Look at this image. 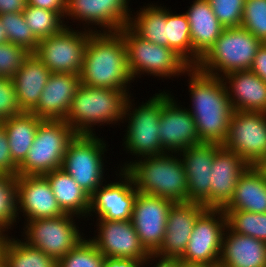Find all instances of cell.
<instances>
[{
	"label": "cell",
	"instance_id": "33",
	"mask_svg": "<svg viewBox=\"0 0 266 267\" xmlns=\"http://www.w3.org/2000/svg\"><path fill=\"white\" fill-rule=\"evenodd\" d=\"M167 47L173 49L192 67L190 25L185 13L174 14L166 8Z\"/></svg>",
	"mask_w": 266,
	"mask_h": 267
},
{
	"label": "cell",
	"instance_id": "37",
	"mask_svg": "<svg viewBox=\"0 0 266 267\" xmlns=\"http://www.w3.org/2000/svg\"><path fill=\"white\" fill-rule=\"evenodd\" d=\"M0 21L6 30L7 40L34 53L39 40L27 25L23 12L0 14Z\"/></svg>",
	"mask_w": 266,
	"mask_h": 267
},
{
	"label": "cell",
	"instance_id": "5",
	"mask_svg": "<svg viewBox=\"0 0 266 267\" xmlns=\"http://www.w3.org/2000/svg\"><path fill=\"white\" fill-rule=\"evenodd\" d=\"M262 43L244 27L225 28L195 67L207 75L216 77L235 71L250 70Z\"/></svg>",
	"mask_w": 266,
	"mask_h": 267
},
{
	"label": "cell",
	"instance_id": "1",
	"mask_svg": "<svg viewBox=\"0 0 266 267\" xmlns=\"http://www.w3.org/2000/svg\"><path fill=\"white\" fill-rule=\"evenodd\" d=\"M197 135L202 143L223 145L226 141L233 108L221 77L207 75L196 67L187 71Z\"/></svg>",
	"mask_w": 266,
	"mask_h": 267
},
{
	"label": "cell",
	"instance_id": "8",
	"mask_svg": "<svg viewBox=\"0 0 266 267\" xmlns=\"http://www.w3.org/2000/svg\"><path fill=\"white\" fill-rule=\"evenodd\" d=\"M152 98L139 107L133 108L131 96L127 99L124 119L128 121L124 147L127 152L140 157H150L166 153L162 149L158 134L160 114L163 108V92L154 94ZM131 100V101H130ZM133 108V109H132ZM132 110V111H130Z\"/></svg>",
	"mask_w": 266,
	"mask_h": 267
},
{
	"label": "cell",
	"instance_id": "48",
	"mask_svg": "<svg viewBox=\"0 0 266 267\" xmlns=\"http://www.w3.org/2000/svg\"><path fill=\"white\" fill-rule=\"evenodd\" d=\"M155 258L159 261H156V264H154L153 267H179V259L164 258L158 255H155Z\"/></svg>",
	"mask_w": 266,
	"mask_h": 267
},
{
	"label": "cell",
	"instance_id": "40",
	"mask_svg": "<svg viewBox=\"0 0 266 267\" xmlns=\"http://www.w3.org/2000/svg\"><path fill=\"white\" fill-rule=\"evenodd\" d=\"M211 8L225 28L240 27L245 0H208Z\"/></svg>",
	"mask_w": 266,
	"mask_h": 267
},
{
	"label": "cell",
	"instance_id": "38",
	"mask_svg": "<svg viewBox=\"0 0 266 267\" xmlns=\"http://www.w3.org/2000/svg\"><path fill=\"white\" fill-rule=\"evenodd\" d=\"M87 238L58 261V267H102L104 255Z\"/></svg>",
	"mask_w": 266,
	"mask_h": 267
},
{
	"label": "cell",
	"instance_id": "43",
	"mask_svg": "<svg viewBox=\"0 0 266 267\" xmlns=\"http://www.w3.org/2000/svg\"><path fill=\"white\" fill-rule=\"evenodd\" d=\"M18 166L12 161L7 133L0 123V174L17 175Z\"/></svg>",
	"mask_w": 266,
	"mask_h": 267
},
{
	"label": "cell",
	"instance_id": "41",
	"mask_svg": "<svg viewBox=\"0 0 266 267\" xmlns=\"http://www.w3.org/2000/svg\"><path fill=\"white\" fill-rule=\"evenodd\" d=\"M30 54L25 48L13 43L0 44V77L12 78Z\"/></svg>",
	"mask_w": 266,
	"mask_h": 267
},
{
	"label": "cell",
	"instance_id": "42",
	"mask_svg": "<svg viewBox=\"0 0 266 267\" xmlns=\"http://www.w3.org/2000/svg\"><path fill=\"white\" fill-rule=\"evenodd\" d=\"M20 113L12 79L0 77V122Z\"/></svg>",
	"mask_w": 266,
	"mask_h": 267
},
{
	"label": "cell",
	"instance_id": "29",
	"mask_svg": "<svg viewBox=\"0 0 266 267\" xmlns=\"http://www.w3.org/2000/svg\"><path fill=\"white\" fill-rule=\"evenodd\" d=\"M65 214L84 219L90 210V195L62 168L44 174ZM86 216V217H85Z\"/></svg>",
	"mask_w": 266,
	"mask_h": 267
},
{
	"label": "cell",
	"instance_id": "20",
	"mask_svg": "<svg viewBox=\"0 0 266 267\" xmlns=\"http://www.w3.org/2000/svg\"><path fill=\"white\" fill-rule=\"evenodd\" d=\"M17 200L18 217L23 213L25 221L65 214L44 175L17 176Z\"/></svg>",
	"mask_w": 266,
	"mask_h": 267
},
{
	"label": "cell",
	"instance_id": "3",
	"mask_svg": "<svg viewBox=\"0 0 266 267\" xmlns=\"http://www.w3.org/2000/svg\"><path fill=\"white\" fill-rule=\"evenodd\" d=\"M179 157L173 153L143 157V160L125 162L120 170L132 177L138 192L184 203L188 202V181Z\"/></svg>",
	"mask_w": 266,
	"mask_h": 267
},
{
	"label": "cell",
	"instance_id": "32",
	"mask_svg": "<svg viewBox=\"0 0 266 267\" xmlns=\"http://www.w3.org/2000/svg\"><path fill=\"white\" fill-rule=\"evenodd\" d=\"M0 249L5 253L8 267H58L55 258L7 234Z\"/></svg>",
	"mask_w": 266,
	"mask_h": 267
},
{
	"label": "cell",
	"instance_id": "50",
	"mask_svg": "<svg viewBox=\"0 0 266 267\" xmlns=\"http://www.w3.org/2000/svg\"><path fill=\"white\" fill-rule=\"evenodd\" d=\"M0 267H8L5 253L0 249Z\"/></svg>",
	"mask_w": 266,
	"mask_h": 267
},
{
	"label": "cell",
	"instance_id": "44",
	"mask_svg": "<svg viewBox=\"0 0 266 267\" xmlns=\"http://www.w3.org/2000/svg\"><path fill=\"white\" fill-rule=\"evenodd\" d=\"M155 260V254H149L145 261L136 259H124V258H105L102 267H146L151 264L150 261Z\"/></svg>",
	"mask_w": 266,
	"mask_h": 267
},
{
	"label": "cell",
	"instance_id": "36",
	"mask_svg": "<svg viewBox=\"0 0 266 267\" xmlns=\"http://www.w3.org/2000/svg\"><path fill=\"white\" fill-rule=\"evenodd\" d=\"M17 201V175L0 174V231L5 235L18 218Z\"/></svg>",
	"mask_w": 266,
	"mask_h": 267
},
{
	"label": "cell",
	"instance_id": "53",
	"mask_svg": "<svg viewBox=\"0 0 266 267\" xmlns=\"http://www.w3.org/2000/svg\"><path fill=\"white\" fill-rule=\"evenodd\" d=\"M4 236H5V234L0 231V247H1V243L3 241Z\"/></svg>",
	"mask_w": 266,
	"mask_h": 267
},
{
	"label": "cell",
	"instance_id": "46",
	"mask_svg": "<svg viewBox=\"0 0 266 267\" xmlns=\"http://www.w3.org/2000/svg\"><path fill=\"white\" fill-rule=\"evenodd\" d=\"M28 5L57 12L64 20L66 0H28Z\"/></svg>",
	"mask_w": 266,
	"mask_h": 267
},
{
	"label": "cell",
	"instance_id": "6",
	"mask_svg": "<svg viewBox=\"0 0 266 267\" xmlns=\"http://www.w3.org/2000/svg\"><path fill=\"white\" fill-rule=\"evenodd\" d=\"M76 135L65 120H42L17 176L44 175L62 168L65 152Z\"/></svg>",
	"mask_w": 266,
	"mask_h": 267
},
{
	"label": "cell",
	"instance_id": "16",
	"mask_svg": "<svg viewBox=\"0 0 266 267\" xmlns=\"http://www.w3.org/2000/svg\"><path fill=\"white\" fill-rule=\"evenodd\" d=\"M173 99L174 96L163 91V108L158 134L162 149L166 153L177 154L202 142L197 135L195 121L189 110L179 106Z\"/></svg>",
	"mask_w": 266,
	"mask_h": 267
},
{
	"label": "cell",
	"instance_id": "49",
	"mask_svg": "<svg viewBox=\"0 0 266 267\" xmlns=\"http://www.w3.org/2000/svg\"><path fill=\"white\" fill-rule=\"evenodd\" d=\"M8 42L6 30L0 21V44Z\"/></svg>",
	"mask_w": 266,
	"mask_h": 267
},
{
	"label": "cell",
	"instance_id": "7",
	"mask_svg": "<svg viewBox=\"0 0 266 267\" xmlns=\"http://www.w3.org/2000/svg\"><path fill=\"white\" fill-rule=\"evenodd\" d=\"M126 50L131 78L148 73L155 77L171 78L185 75L191 66L173 49L151 43L136 35L128 26L119 30Z\"/></svg>",
	"mask_w": 266,
	"mask_h": 267
},
{
	"label": "cell",
	"instance_id": "11",
	"mask_svg": "<svg viewBox=\"0 0 266 267\" xmlns=\"http://www.w3.org/2000/svg\"><path fill=\"white\" fill-rule=\"evenodd\" d=\"M73 216L63 214L60 217L26 221L23 228L26 236L22 241L59 261L84 239Z\"/></svg>",
	"mask_w": 266,
	"mask_h": 267
},
{
	"label": "cell",
	"instance_id": "26",
	"mask_svg": "<svg viewBox=\"0 0 266 267\" xmlns=\"http://www.w3.org/2000/svg\"><path fill=\"white\" fill-rule=\"evenodd\" d=\"M218 267H266V242L226 227Z\"/></svg>",
	"mask_w": 266,
	"mask_h": 267
},
{
	"label": "cell",
	"instance_id": "23",
	"mask_svg": "<svg viewBox=\"0 0 266 267\" xmlns=\"http://www.w3.org/2000/svg\"><path fill=\"white\" fill-rule=\"evenodd\" d=\"M79 84L78 74L52 73L31 113L43 120H65Z\"/></svg>",
	"mask_w": 266,
	"mask_h": 267
},
{
	"label": "cell",
	"instance_id": "35",
	"mask_svg": "<svg viewBox=\"0 0 266 267\" xmlns=\"http://www.w3.org/2000/svg\"><path fill=\"white\" fill-rule=\"evenodd\" d=\"M23 16L38 40L57 34L66 26L57 12L40 7L28 5L23 11Z\"/></svg>",
	"mask_w": 266,
	"mask_h": 267
},
{
	"label": "cell",
	"instance_id": "30",
	"mask_svg": "<svg viewBox=\"0 0 266 267\" xmlns=\"http://www.w3.org/2000/svg\"><path fill=\"white\" fill-rule=\"evenodd\" d=\"M42 120L31 112H22L0 122L7 133L12 161L17 166L25 160Z\"/></svg>",
	"mask_w": 266,
	"mask_h": 267
},
{
	"label": "cell",
	"instance_id": "31",
	"mask_svg": "<svg viewBox=\"0 0 266 267\" xmlns=\"http://www.w3.org/2000/svg\"><path fill=\"white\" fill-rule=\"evenodd\" d=\"M130 17L128 27L142 39L167 47L166 7L151 3Z\"/></svg>",
	"mask_w": 266,
	"mask_h": 267
},
{
	"label": "cell",
	"instance_id": "34",
	"mask_svg": "<svg viewBox=\"0 0 266 267\" xmlns=\"http://www.w3.org/2000/svg\"><path fill=\"white\" fill-rule=\"evenodd\" d=\"M227 227L240 235H248L266 242V213H253L243 210H223Z\"/></svg>",
	"mask_w": 266,
	"mask_h": 267
},
{
	"label": "cell",
	"instance_id": "21",
	"mask_svg": "<svg viewBox=\"0 0 266 267\" xmlns=\"http://www.w3.org/2000/svg\"><path fill=\"white\" fill-rule=\"evenodd\" d=\"M206 209L198 202L174 203L168 212L163 242L154 254L180 259L185 253L196 219Z\"/></svg>",
	"mask_w": 266,
	"mask_h": 267
},
{
	"label": "cell",
	"instance_id": "15",
	"mask_svg": "<svg viewBox=\"0 0 266 267\" xmlns=\"http://www.w3.org/2000/svg\"><path fill=\"white\" fill-rule=\"evenodd\" d=\"M129 0H66L64 18L81 20L88 26V30L96 32L101 27V32H118L128 26L132 11ZM90 24L92 27H89ZM90 28V29H89ZM92 28V29H91ZM104 29V30H103Z\"/></svg>",
	"mask_w": 266,
	"mask_h": 267
},
{
	"label": "cell",
	"instance_id": "4",
	"mask_svg": "<svg viewBox=\"0 0 266 267\" xmlns=\"http://www.w3.org/2000/svg\"><path fill=\"white\" fill-rule=\"evenodd\" d=\"M130 95L129 91L80 83L65 121L77 134L86 135L95 134L93 127L97 124L124 123L125 106Z\"/></svg>",
	"mask_w": 266,
	"mask_h": 267
},
{
	"label": "cell",
	"instance_id": "52",
	"mask_svg": "<svg viewBox=\"0 0 266 267\" xmlns=\"http://www.w3.org/2000/svg\"><path fill=\"white\" fill-rule=\"evenodd\" d=\"M259 167L263 170V172L266 174V158L261 162Z\"/></svg>",
	"mask_w": 266,
	"mask_h": 267
},
{
	"label": "cell",
	"instance_id": "2",
	"mask_svg": "<svg viewBox=\"0 0 266 267\" xmlns=\"http://www.w3.org/2000/svg\"><path fill=\"white\" fill-rule=\"evenodd\" d=\"M79 76L80 83L89 87L129 91L128 84L135 79L129 73L126 45L119 31L91 32Z\"/></svg>",
	"mask_w": 266,
	"mask_h": 267
},
{
	"label": "cell",
	"instance_id": "27",
	"mask_svg": "<svg viewBox=\"0 0 266 267\" xmlns=\"http://www.w3.org/2000/svg\"><path fill=\"white\" fill-rule=\"evenodd\" d=\"M52 72L31 53L22 67L11 78L15 86L18 106L22 112H31L40 99Z\"/></svg>",
	"mask_w": 266,
	"mask_h": 267
},
{
	"label": "cell",
	"instance_id": "17",
	"mask_svg": "<svg viewBox=\"0 0 266 267\" xmlns=\"http://www.w3.org/2000/svg\"><path fill=\"white\" fill-rule=\"evenodd\" d=\"M120 171L116 176L119 175L122 181L119 179L118 182L102 184V187L99 186L90 196L89 217L93 215V212L98 214L97 219L111 221L132 219L134 201L138 191L132 177L125 170Z\"/></svg>",
	"mask_w": 266,
	"mask_h": 267
},
{
	"label": "cell",
	"instance_id": "18",
	"mask_svg": "<svg viewBox=\"0 0 266 267\" xmlns=\"http://www.w3.org/2000/svg\"><path fill=\"white\" fill-rule=\"evenodd\" d=\"M98 235L89 240L105 258H124L145 261L149 253L141 245L131 220L97 219Z\"/></svg>",
	"mask_w": 266,
	"mask_h": 267
},
{
	"label": "cell",
	"instance_id": "24",
	"mask_svg": "<svg viewBox=\"0 0 266 267\" xmlns=\"http://www.w3.org/2000/svg\"><path fill=\"white\" fill-rule=\"evenodd\" d=\"M185 14L190 25L192 67H195L225 27L215 16L208 0H194Z\"/></svg>",
	"mask_w": 266,
	"mask_h": 267
},
{
	"label": "cell",
	"instance_id": "22",
	"mask_svg": "<svg viewBox=\"0 0 266 267\" xmlns=\"http://www.w3.org/2000/svg\"><path fill=\"white\" fill-rule=\"evenodd\" d=\"M249 164L223 146L216 152L211 166L210 208L223 209L232 199L237 180Z\"/></svg>",
	"mask_w": 266,
	"mask_h": 267
},
{
	"label": "cell",
	"instance_id": "9",
	"mask_svg": "<svg viewBox=\"0 0 266 267\" xmlns=\"http://www.w3.org/2000/svg\"><path fill=\"white\" fill-rule=\"evenodd\" d=\"M95 135L77 134L69 143L62 164V169L90 196L105 181L103 157L107 145Z\"/></svg>",
	"mask_w": 266,
	"mask_h": 267
},
{
	"label": "cell",
	"instance_id": "39",
	"mask_svg": "<svg viewBox=\"0 0 266 267\" xmlns=\"http://www.w3.org/2000/svg\"><path fill=\"white\" fill-rule=\"evenodd\" d=\"M241 27L266 43V0H245Z\"/></svg>",
	"mask_w": 266,
	"mask_h": 267
},
{
	"label": "cell",
	"instance_id": "51",
	"mask_svg": "<svg viewBox=\"0 0 266 267\" xmlns=\"http://www.w3.org/2000/svg\"><path fill=\"white\" fill-rule=\"evenodd\" d=\"M179 267H211V266H206L202 264H189V263L181 262L179 259Z\"/></svg>",
	"mask_w": 266,
	"mask_h": 267
},
{
	"label": "cell",
	"instance_id": "47",
	"mask_svg": "<svg viewBox=\"0 0 266 267\" xmlns=\"http://www.w3.org/2000/svg\"><path fill=\"white\" fill-rule=\"evenodd\" d=\"M28 6V0H0V14L21 13Z\"/></svg>",
	"mask_w": 266,
	"mask_h": 267
},
{
	"label": "cell",
	"instance_id": "12",
	"mask_svg": "<svg viewBox=\"0 0 266 267\" xmlns=\"http://www.w3.org/2000/svg\"><path fill=\"white\" fill-rule=\"evenodd\" d=\"M222 146L249 165L259 166L266 158V113L233 110Z\"/></svg>",
	"mask_w": 266,
	"mask_h": 267
},
{
	"label": "cell",
	"instance_id": "28",
	"mask_svg": "<svg viewBox=\"0 0 266 267\" xmlns=\"http://www.w3.org/2000/svg\"><path fill=\"white\" fill-rule=\"evenodd\" d=\"M223 210L266 213V174L259 166H251L237 180L235 192Z\"/></svg>",
	"mask_w": 266,
	"mask_h": 267
},
{
	"label": "cell",
	"instance_id": "19",
	"mask_svg": "<svg viewBox=\"0 0 266 267\" xmlns=\"http://www.w3.org/2000/svg\"><path fill=\"white\" fill-rule=\"evenodd\" d=\"M222 145L200 143L180 151L188 181V202L202 203L210 208L211 166Z\"/></svg>",
	"mask_w": 266,
	"mask_h": 267
},
{
	"label": "cell",
	"instance_id": "45",
	"mask_svg": "<svg viewBox=\"0 0 266 267\" xmlns=\"http://www.w3.org/2000/svg\"><path fill=\"white\" fill-rule=\"evenodd\" d=\"M250 70L266 83V43L263 42L253 59Z\"/></svg>",
	"mask_w": 266,
	"mask_h": 267
},
{
	"label": "cell",
	"instance_id": "13",
	"mask_svg": "<svg viewBox=\"0 0 266 267\" xmlns=\"http://www.w3.org/2000/svg\"><path fill=\"white\" fill-rule=\"evenodd\" d=\"M226 227L227 221L223 209L207 208L196 219L180 261L218 267Z\"/></svg>",
	"mask_w": 266,
	"mask_h": 267
},
{
	"label": "cell",
	"instance_id": "14",
	"mask_svg": "<svg viewBox=\"0 0 266 267\" xmlns=\"http://www.w3.org/2000/svg\"><path fill=\"white\" fill-rule=\"evenodd\" d=\"M174 202L138 192L134 201L132 223L141 245L149 254L161 246L166 232L168 212Z\"/></svg>",
	"mask_w": 266,
	"mask_h": 267
},
{
	"label": "cell",
	"instance_id": "25",
	"mask_svg": "<svg viewBox=\"0 0 266 267\" xmlns=\"http://www.w3.org/2000/svg\"><path fill=\"white\" fill-rule=\"evenodd\" d=\"M221 78L233 110L266 113V83L255 73L235 71Z\"/></svg>",
	"mask_w": 266,
	"mask_h": 267
},
{
	"label": "cell",
	"instance_id": "10",
	"mask_svg": "<svg viewBox=\"0 0 266 267\" xmlns=\"http://www.w3.org/2000/svg\"><path fill=\"white\" fill-rule=\"evenodd\" d=\"M84 30V31H83ZM65 26L59 33L39 40L33 54L52 72L80 75L85 48L92 31Z\"/></svg>",
	"mask_w": 266,
	"mask_h": 267
}]
</instances>
